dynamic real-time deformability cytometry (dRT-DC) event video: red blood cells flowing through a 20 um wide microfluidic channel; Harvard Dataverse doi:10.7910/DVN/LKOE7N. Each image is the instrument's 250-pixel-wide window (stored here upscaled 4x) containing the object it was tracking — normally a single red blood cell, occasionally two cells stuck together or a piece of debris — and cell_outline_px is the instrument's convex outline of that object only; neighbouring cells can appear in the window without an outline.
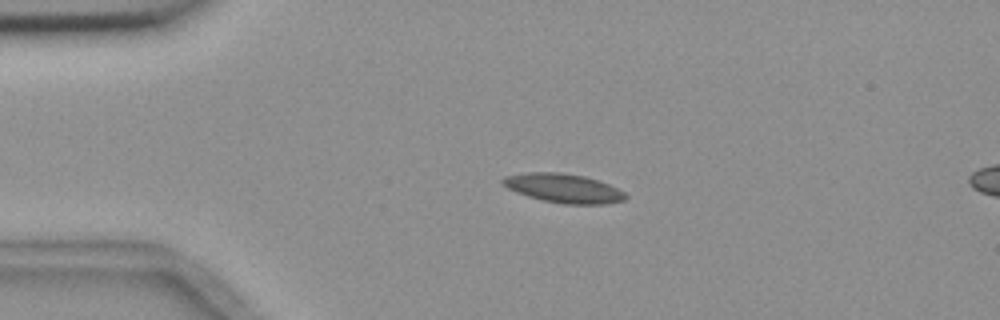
{"species": "common noctule bat (a hibernating species)", "species_latin": "Nyctalus noctula", "temperature_condition": "room temperature", "stored_images_in_passage": 5, "camera_frame_rate_fps": 3000, "um_per_image_px": 0.085, "animal": {"sex": "female", "body_mass_g": 18.4}, "frame": {"image": 1, "passage_image": 3, "time_ms": 2.333, "image_size_px": [1000, 320], "cell_outline_px": [[628, 196], [624, 200], [604, 204], [564, 204], [544, 200], [528, 196], [516, 192], [500, 184], [500, 180], [504, 176], [528, 172], [556, 172], [584, 176], [600, 180], [624, 192]], "centroid_in_image_um": [47.87, 15.99], "position_along_channel_um": 37.1, "area_um2": 20.75}}